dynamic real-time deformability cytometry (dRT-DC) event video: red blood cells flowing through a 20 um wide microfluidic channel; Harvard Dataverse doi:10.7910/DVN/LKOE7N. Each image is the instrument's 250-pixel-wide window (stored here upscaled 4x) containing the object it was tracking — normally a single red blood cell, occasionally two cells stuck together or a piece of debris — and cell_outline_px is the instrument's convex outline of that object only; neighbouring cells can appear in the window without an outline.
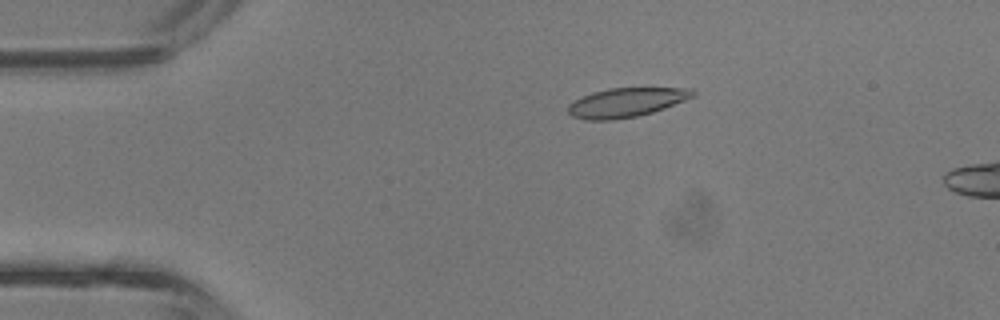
{"species": "common noctule bat (a hibernating species)", "species_latin": "Nyctalus noctula", "temperature_condition": "room temperature", "stored_images_in_passage": 5, "camera_frame_rate_fps": 3000, "um_per_image_px": 0.085, "animal": {"sex": "male", "body_mass_g": 13.3}, "frame": {"image": 1, "passage_image": 1, "time_ms": 0.0, "image_size_px": [1000, 320], "cell_outline_px": [[696, 96], [664, 108], [652, 112], [636, 116], [612, 120], [584, 120], [572, 116], [568, 112], [568, 104], [592, 92], [608, 88], [692, 88], [696, 92]], "centroid_in_image_um": [53.24, 8.7], "position_along_channel_um": 31.8, "area_um2": 21.15}}